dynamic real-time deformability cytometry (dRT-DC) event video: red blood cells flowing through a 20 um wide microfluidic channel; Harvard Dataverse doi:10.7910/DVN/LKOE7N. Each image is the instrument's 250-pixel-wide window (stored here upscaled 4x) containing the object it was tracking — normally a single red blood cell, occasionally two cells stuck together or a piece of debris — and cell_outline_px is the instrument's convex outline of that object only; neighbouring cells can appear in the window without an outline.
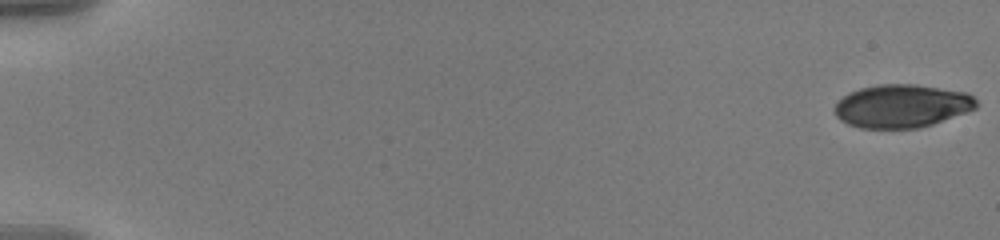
{"species": "human", "species_latin": "Homo sapiens", "temperature_condition": "warm", "stored_images_in_passage": 14, "camera_frame_rate_fps": 3000, "um_per_image_px": 0.085, "donor": {"sex": "male"}, "frame": {"image": 1, "passage_image": 1, "time_ms": 0.0, "image_size_px": [1000, 240], "cell_outline_px": [[976, 108], [932, 124], [920, 128], [860, 128], [848, 124], [840, 120], [836, 116], [832, 108], [848, 92], [860, 88], [880, 84], [916, 84], [968, 92], [976, 100]], "centroid_in_image_um": [76.62, 9.0], "position_along_channel_um": 8.4, "area_um2": 35.66}}